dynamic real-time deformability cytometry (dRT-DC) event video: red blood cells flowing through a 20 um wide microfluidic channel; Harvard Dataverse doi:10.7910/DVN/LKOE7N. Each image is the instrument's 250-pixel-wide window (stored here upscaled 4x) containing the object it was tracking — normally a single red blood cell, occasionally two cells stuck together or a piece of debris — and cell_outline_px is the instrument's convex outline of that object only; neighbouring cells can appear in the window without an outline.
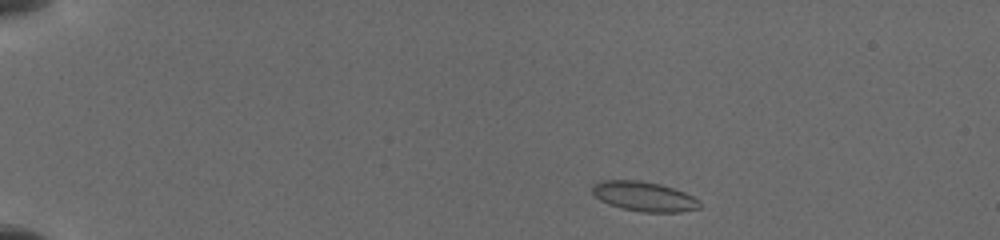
{"species": "common noctule bat (a hibernating species)", "species_latin": "Nyctalus noctula", "temperature_condition": "cold", "stored_images_in_passage": 29, "camera_frame_rate_fps": 3000, "um_per_image_px": 0.085, "animal": {"sex": "female", "body_mass_g": 19.5, "forearm_length_mm": 54.1}, "frame": {"image": 1, "passage_image": 1, "time_ms": 0.0, "image_size_px": [1000, 240], "cell_outline_px": [[700, 208], [680, 212], [640, 212], [620, 208], [608, 204], [600, 200], [592, 192], [592, 184], [600, 180], [640, 180], [660, 184], [684, 192], [700, 200]], "centroid_in_image_um": [54.72, 16.7], "position_along_channel_um": 30.3, "area_um2": 18.73}}
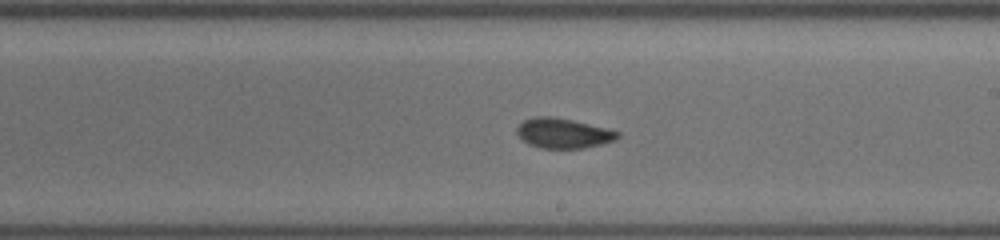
{"frame": {"image": 2, "passage_image": 17, "time_ms": 7.667, "image_size_px": [1000, 240], "cell_outline_px": [[620, 136], [616, 140], [584, 148], [540, 148], [528, 144], [516, 132], [516, 128], [524, 120], [536, 116], [552, 116], [572, 120], [608, 128], [620, 132]], "centroid_in_image_um": [47.89, 11.32], "position_along_channel_um": 241.1, "area_um2": 17.57}}
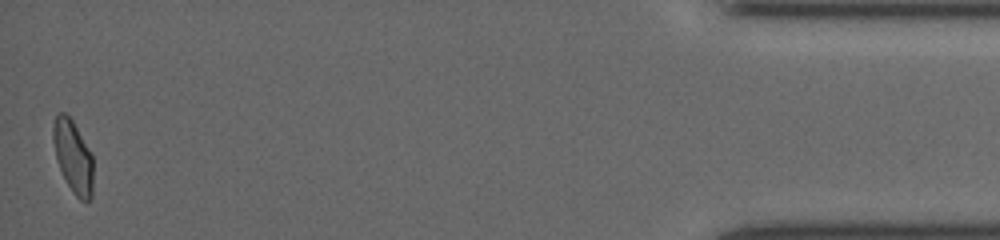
{"frame": {"image": 3, "passage_image": 29, "time_ms": 14.333, "image_size_px": [1000, 240], "cell_outline_px": [[92, 196], [88, 200], [80, 200], [72, 192], [56, 160], [52, 140], [52, 124], [56, 112], [64, 112], [72, 120], [92, 152]], "centroid_in_image_um": [6.19, 13.25], "position_along_channel_um": 429.0, "area_um2": 17.05}}